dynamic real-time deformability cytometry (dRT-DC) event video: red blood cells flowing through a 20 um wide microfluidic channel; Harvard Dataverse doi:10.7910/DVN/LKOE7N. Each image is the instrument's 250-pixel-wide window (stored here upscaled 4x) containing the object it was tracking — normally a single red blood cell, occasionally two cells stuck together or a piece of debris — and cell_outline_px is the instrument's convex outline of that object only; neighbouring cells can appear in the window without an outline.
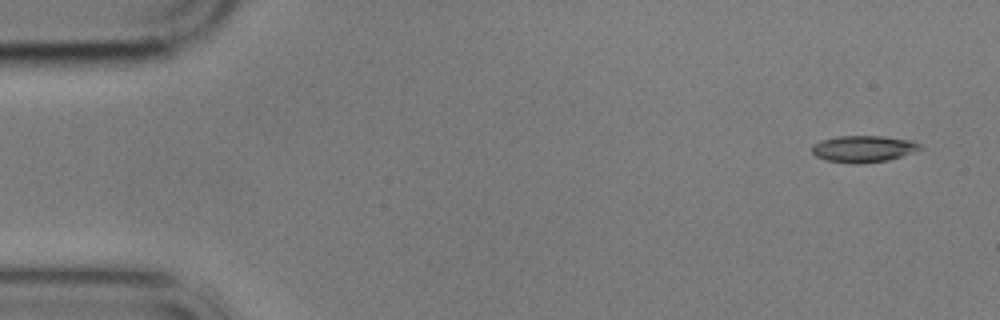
{"species": "common noctule bat (a hibernating species)", "species_latin": "Nyctalus noctula", "temperature_condition": "cold", "stored_images_in_passage": 4, "camera_frame_rate_fps": 3000, "um_per_image_px": 0.085, "animal": {"sex": "male", "body_mass_g": 17.9}, "frame": {"image": 1, "passage_image": 1, "time_ms": 0.0, "image_size_px": [1000, 320], "cell_outline_px": [[924, 148], [888, 160], [860, 164], [852, 164], [824, 160], [816, 156], [812, 152], [812, 144], [820, 140], [840, 136], [880, 136], [912, 140], [920, 144]], "centroid_in_image_um": [73.36, 12.66], "position_along_channel_um": 11.6, "area_um2": 16.88}}